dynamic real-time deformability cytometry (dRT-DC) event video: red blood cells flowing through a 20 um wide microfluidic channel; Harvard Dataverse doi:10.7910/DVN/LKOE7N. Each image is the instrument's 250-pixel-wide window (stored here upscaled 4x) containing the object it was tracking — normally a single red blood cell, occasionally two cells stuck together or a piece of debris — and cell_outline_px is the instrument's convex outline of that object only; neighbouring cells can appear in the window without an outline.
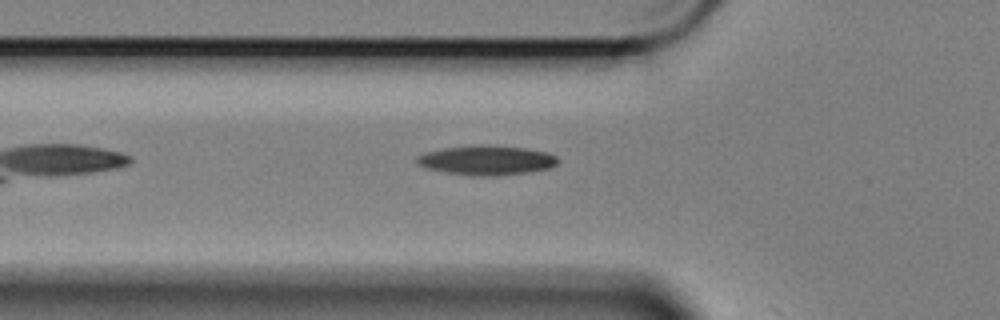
{"species": "Egyptian fruit bat (a non-hibernating species)", "species_latin": "Rousettus aegyptiacus", "temperature_condition": "cold", "stored_images_in_passage": 3, "camera_frame_rate_fps": 3000, "um_per_image_px": 0.085, "animal": {"sex": "female"}, "frame": {"image": 1, "passage_image": 2, "time_ms": 0.333, "image_size_px": [1000, 320], "cell_outline_px": [[556, 164], [548, 168], [528, 172], [496, 176], [472, 176], [448, 172], [428, 168], [416, 164], [416, 156], [428, 152], [444, 148], [472, 144], [484, 144], [524, 148], [548, 152], [556, 156]], "centroid_in_image_um": [41.34, 13.61], "position_along_channel_um": 84.5, "area_um2": 24.22}}